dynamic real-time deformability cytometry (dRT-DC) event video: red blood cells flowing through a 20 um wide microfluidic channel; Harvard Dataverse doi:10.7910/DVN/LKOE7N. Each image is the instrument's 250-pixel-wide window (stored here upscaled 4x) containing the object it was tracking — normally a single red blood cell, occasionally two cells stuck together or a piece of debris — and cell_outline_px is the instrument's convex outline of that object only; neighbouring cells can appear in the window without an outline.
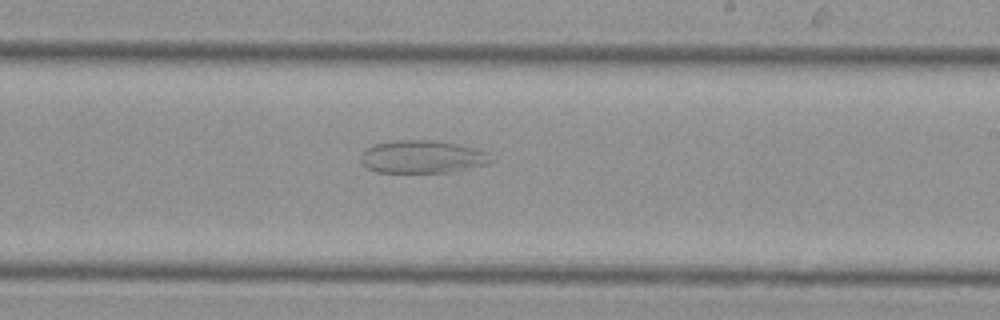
{"species": "Egyptian fruit bat (a non-hibernating species)", "species_latin": "Rousettus aegyptiacus", "temperature_condition": "cold", "stored_images_in_passage": 28, "camera_frame_rate_fps": 3000, "um_per_image_px": 0.085, "animal": {"sex": "female"}, "frame": {"image": 1, "passage_image": 16, "time_ms": 5.0, "image_size_px": [1000, 320], "cell_outline_px": [[492, 160], [488, 164], [444, 172], [376, 172], [368, 168], [360, 160], [360, 156], [372, 144], [396, 140], [432, 140], [476, 148], [488, 152]], "centroid_in_image_um": [35.87, 13.32], "position_along_channel_um": 253.1, "area_um2": 24.57}}
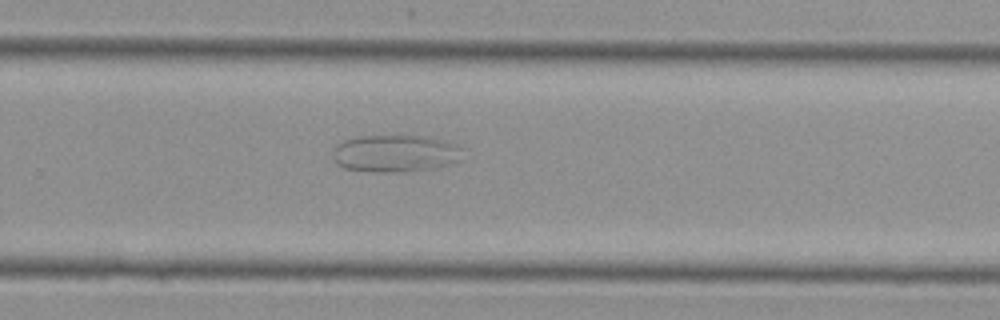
{"frame": {"image": 2, "passage_image": 18, "time_ms": 5.667, "image_size_px": [1000, 320], "cell_outline_px": [[468, 148], [460, 160], [436, 168], [404, 172], [368, 172], [344, 168], [336, 164], [332, 156], [332, 152], [336, 144], [344, 140], [360, 136], [432, 136], [448, 140]], "centroid_in_image_um": [33.68, 13.04], "position_along_channel_um": 296.1, "area_um2": 29.13}}
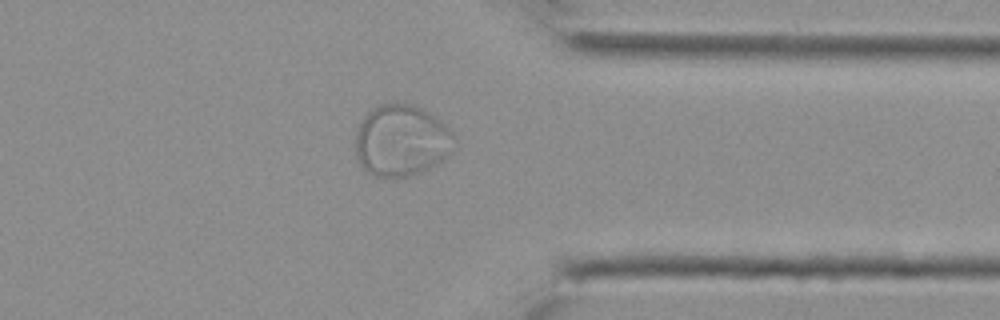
{"frame": {"image": 3, "passage_image": 22, "time_ms": 7.0, "image_size_px": [1000, 320], "cell_outline_px": [[452, 148], [436, 164], [420, 172], [408, 176], [372, 176], [356, 160], [356, 132], [364, 116], [372, 108], [380, 104], [392, 100], [400, 100], [412, 104], [428, 112], [440, 120], [452, 132]], "centroid_in_image_um": [34.06, 11.89], "position_along_channel_um": 377.3, "area_um2": 41.04}}